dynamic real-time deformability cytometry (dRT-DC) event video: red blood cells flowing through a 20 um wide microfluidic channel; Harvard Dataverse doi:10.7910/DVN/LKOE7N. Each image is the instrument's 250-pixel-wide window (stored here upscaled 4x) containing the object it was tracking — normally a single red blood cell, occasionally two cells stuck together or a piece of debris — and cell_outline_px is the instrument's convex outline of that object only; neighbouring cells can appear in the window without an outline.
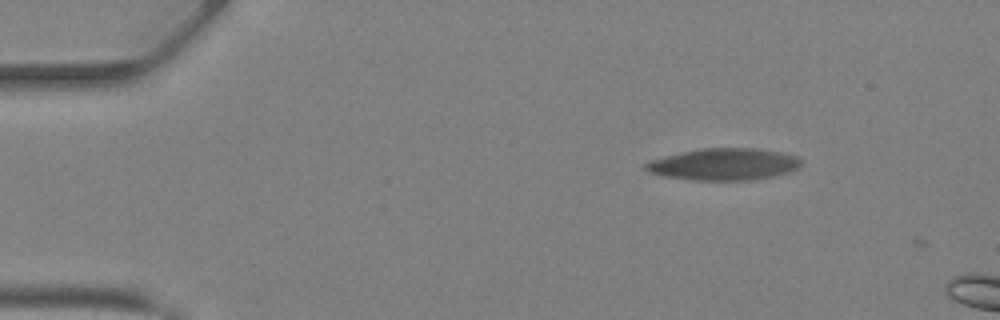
{"species": "Egyptian fruit bat (a non-hibernating species)", "species_latin": "Rousettus aegyptiacus", "temperature_condition": "warm", "stored_images_in_passage": 3, "camera_frame_rate_fps": 3000, "um_per_image_px": 0.085, "animal": {"sex": "female"}, "frame": {"image": 1, "passage_image": 2, "time_ms": 0.333, "image_size_px": [1000, 320], "cell_outline_px": [[804, 164], [800, 168], [788, 172], [772, 176], [752, 180], [692, 180], [664, 176], [648, 172], [644, 168], [644, 164], [652, 160], [684, 152], [704, 148], [756, 148], [780, 152], [796, 156]], "centroid_in_image_um": [61.58, 13.97], "position_along_channel_um": 23.4, "area_um2": 28.67}}